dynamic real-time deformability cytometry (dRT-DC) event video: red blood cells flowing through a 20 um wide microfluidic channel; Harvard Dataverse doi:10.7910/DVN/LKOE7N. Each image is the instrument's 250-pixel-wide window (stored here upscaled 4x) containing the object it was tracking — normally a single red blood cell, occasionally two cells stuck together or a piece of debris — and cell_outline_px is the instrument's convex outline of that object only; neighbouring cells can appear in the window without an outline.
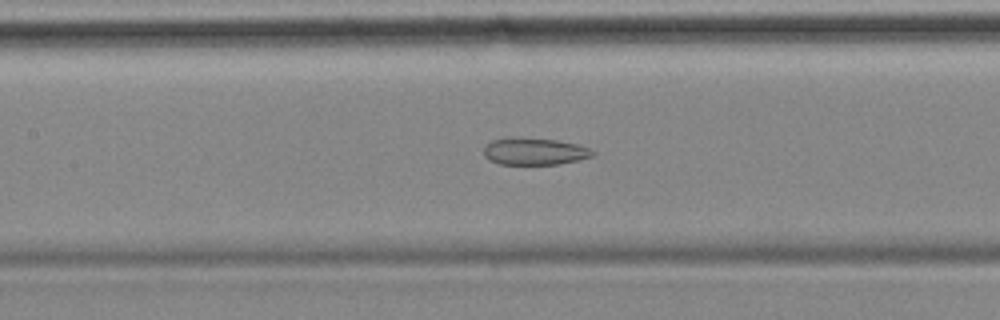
{"species": "common noctule bat (a hibernating species)", "species_latin": "Nyctalus noctula", "temperature_condition": "cold", "stored_images_in_passage": 56, "segment_of_instrument_passage": [2, 2], "camera_frame_rate_fps": 3000, "um_per_image_px": 0.085, "animal": {"sex": "female", "body_mass_g": 18.4}, "frame": {"image": 1, "passage_image": 25, "time_ms": 8.0, "image_size_px": [1000, 320], "cell_outline_px": [[596, 152], [592, 156], [576, 160], [556, 164], [500, 164], [484, 156], [484, 144], [492, 140], [556, 140], [576, 144], [588, 148]], "centroid_in_image_um": [45.45, 12.91], "position_along_channel_um": 162.0, "area_um2": 16.18}}
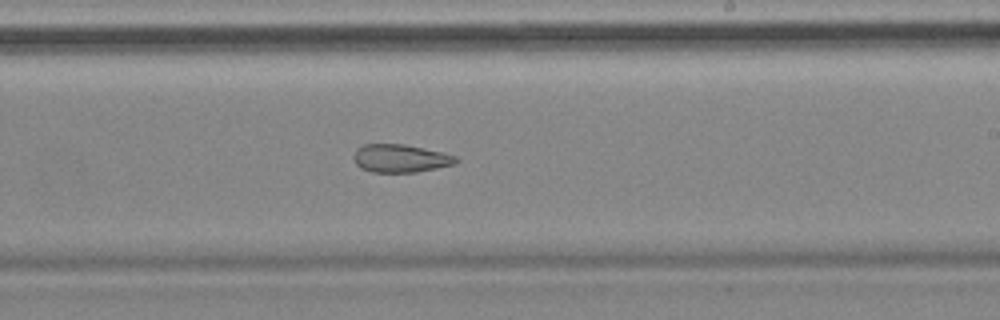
{"frame": {"image": 2, "passage_image": 33, "time_ms": 10.667, "image_size_px": [1000, 320], "cell_outline_px": [[460, 160], [456, 164], [416, 172], [372, 172], [360, 168], [356, 164], [352, 156], [356, 148], [364, 144], [404, 144], [440, 152], [456, 156]], "centroid_in_image_um": [34.01, 13.46], "position_along_channel_um": 255.0, "area_um2": 16.76}}
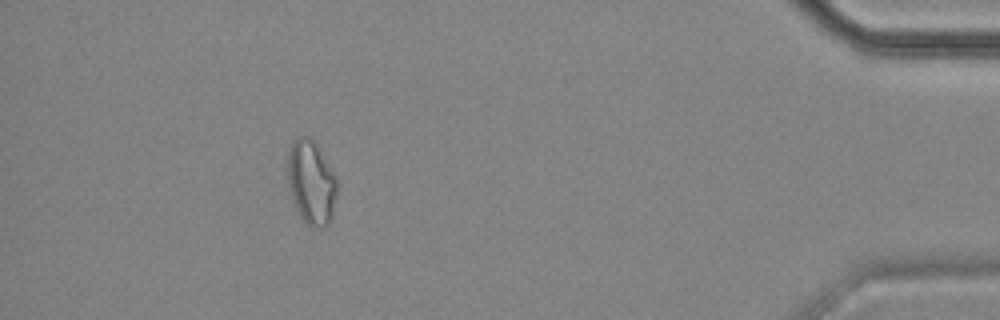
{"frame": {"image": 3, "passage_image": 51, "time_ms": 16.667, "image_size_px": [1000, 320], "cell_outline_px": [[340, 180], [332, 216], [328, 224], [324, 228], [312, 228], [300, 216], [296, 208], [288, 184], [288, 152], [296, 136], [308, 136], [320, 148]], "centroid_in_image_um": [26.51, 15.5], "position_along_channel_um": 408.7, "area_um2": 24.68}}